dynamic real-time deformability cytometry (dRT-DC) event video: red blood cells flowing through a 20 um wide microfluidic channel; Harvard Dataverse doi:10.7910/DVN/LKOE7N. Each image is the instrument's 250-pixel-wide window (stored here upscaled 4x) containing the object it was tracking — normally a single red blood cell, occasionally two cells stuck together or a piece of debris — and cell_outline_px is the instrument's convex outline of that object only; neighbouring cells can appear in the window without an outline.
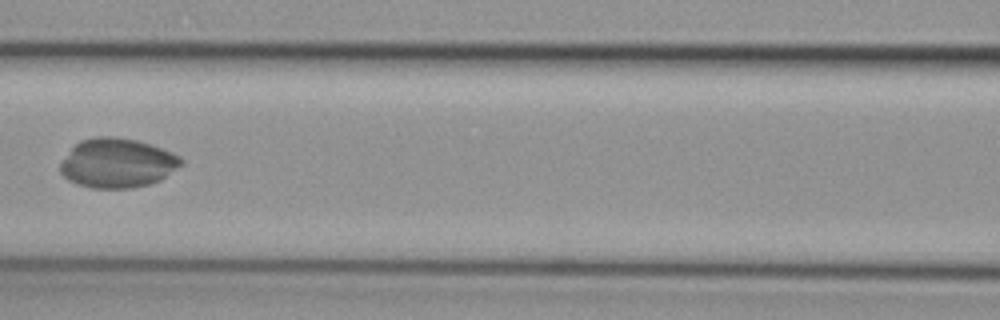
{"species": "common noctule bat (a hibernating species)", "species_latin": "Nyctalus noctula", "temperature_condition": "cold", "stored_images_in_passage": 12, "camera_frame_rate_fps": 3000, "um_per_image_px": 0.085, "animal": {"sex": "female", "body_mass_g": 29.2, "forearm_length_mm": 56.3}, "frame": {"image": 1, "passage_image": 7, "time_ms": 2.0, "image_size_px": [1000, 320], "cell_outline_px": [[184, 164], [160, 180], [152, 184], [132, 188], [88, 188], [76, 184], [68, 180], [60, 172], [60, 164], [72, 148], [80, 140], [96, 136], [112, 136], [136, 140], [172, 152], [180, 156], [184, 160]], "centroid_in_image_um": [9.98, 13.87], "position_along_channel_um": 156.6, "area_um2": 34.91}}